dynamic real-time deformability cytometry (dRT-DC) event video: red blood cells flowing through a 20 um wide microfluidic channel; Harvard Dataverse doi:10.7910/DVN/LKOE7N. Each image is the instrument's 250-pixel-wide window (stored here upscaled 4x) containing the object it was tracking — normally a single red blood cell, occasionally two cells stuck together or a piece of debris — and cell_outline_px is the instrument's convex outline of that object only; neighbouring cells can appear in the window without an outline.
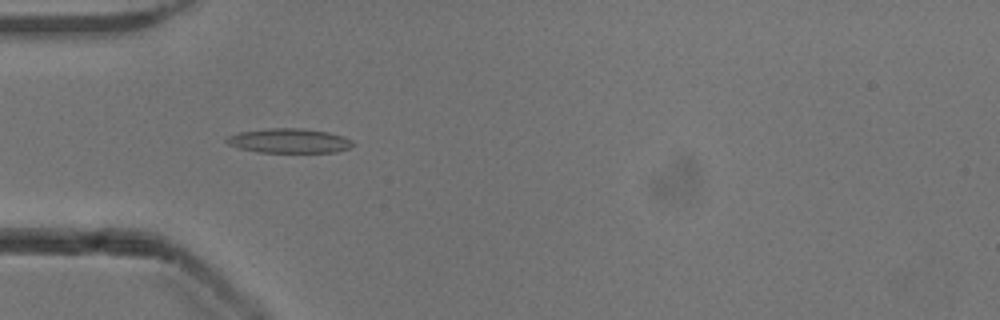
{"species": "common noctule bat (a hibernating species)", "species_latin": "Nyctalus noctula", "temperature_condition": "cold", "stored_images_in_passage": 8, "camera_frame_rate_fps": 3000, "um_per_image_px": 0.085, "animal": {"sex": "male", "body_mass_g": 13.3}, "frame": {"image": 1, "passage_image": 1, "time_ms": 0.0, "image_size_px": [1000, 320], "cell_outline_px": [[352, 144], [348, 148], [336, 152], [256, 152], [240, 148], [228, 144], [224, 140], [228, 136], [240, 132], [268, 128], [300, 128], [328, 132], [344, 136], [352, 140]], "centroid_in_image_um": [24.56, 11.96], "position_along_channel_um": 60.4, "area_um2": 17.92}}
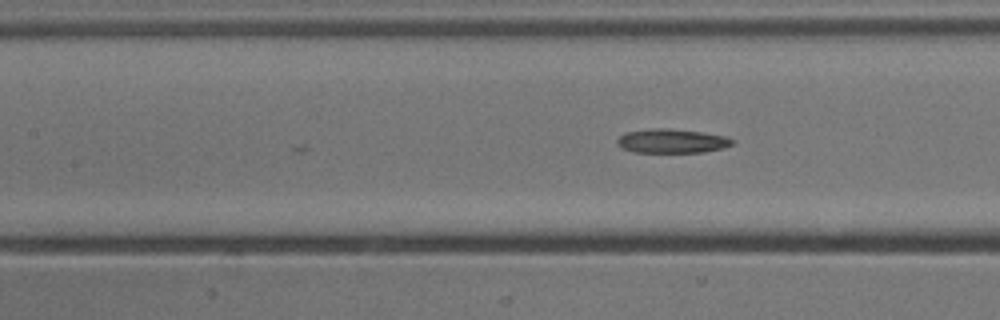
{"frame": {"image": 2, "passage_image": 8, "time_ms": 2.333, "image_size_px": [1000, 320], "cell_outline_px": [[736, 140], [732, 144], [724, 148], [704, 152], [632, 152], [620, 148], [616, 144], [616, 140], [620, 136], [628, 132], [656, 128], [668, 128], [704, 132], [728, 136]], "centroid_in_image_um": [57.14, 11.99], "position_along_channel_um": 150.3, "area_um2": 16.36}}